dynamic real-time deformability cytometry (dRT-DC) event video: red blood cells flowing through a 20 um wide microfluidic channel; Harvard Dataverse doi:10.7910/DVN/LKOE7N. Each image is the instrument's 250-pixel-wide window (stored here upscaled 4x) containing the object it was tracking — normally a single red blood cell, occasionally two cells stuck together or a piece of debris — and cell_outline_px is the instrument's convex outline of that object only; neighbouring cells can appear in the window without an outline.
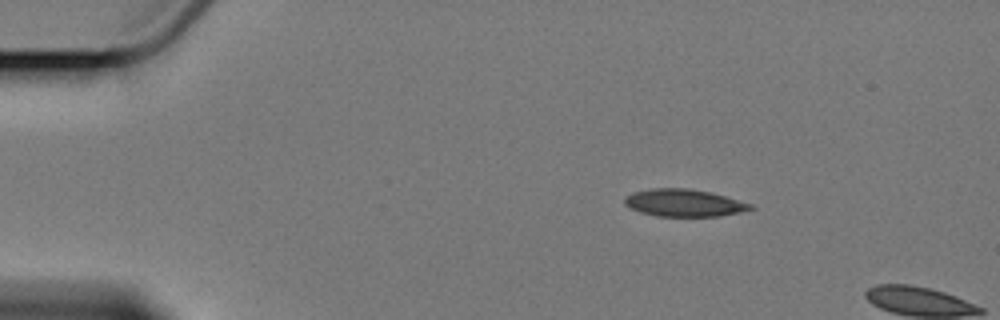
{"species": "Egyptian fruit bat (a non-hibernating species)", "species_latin": "Rousettus aegyptiacus", "temperature_condition": "cold", "stored_images_in_passage": 2, "camera_frame_rate_fps": 3000, "um_per_image_px": 0.085, "animal": {"sex": "female"}, "frame": {"image": 1, "passage_image": 1, "time_ms": 0.0, "image_size_px": [1000, 320], "cell_outline_px": [[756, 208], [740, 212], [720, 216], [656, 216], [640, 212], [624, 204], [624, 196], [632, 192], [648, 188], [688, 188], [708, 192], [724, 196], [752, 204]], "centroid_in_image_um": [58.1, 17.24], "position_along_channel_um": 26.9, "area_um2": 20.06}}